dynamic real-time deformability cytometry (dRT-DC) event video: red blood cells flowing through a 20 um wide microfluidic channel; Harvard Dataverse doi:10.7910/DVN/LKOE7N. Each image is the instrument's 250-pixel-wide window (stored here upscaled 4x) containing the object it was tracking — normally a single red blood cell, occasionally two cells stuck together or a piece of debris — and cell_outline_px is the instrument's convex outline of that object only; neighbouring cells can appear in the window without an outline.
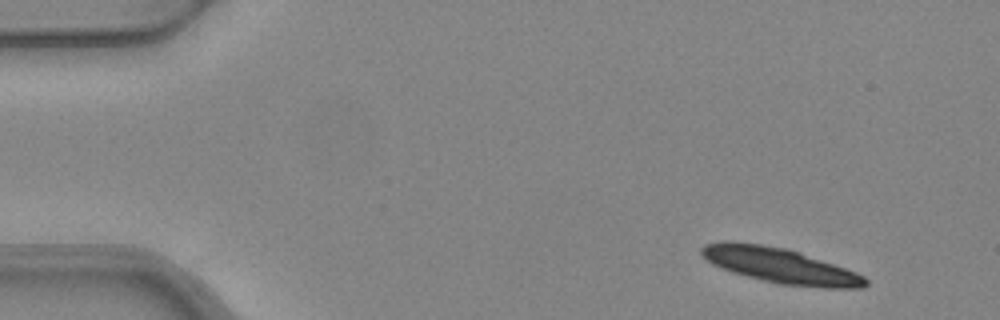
{"species": "common noctule bat (a hibernating species)", "species_latin": "Nyctalus noctula", "temperature_condition": "warm", "stored_images_in_passage": 6, "camera_frame_rate_fps": 3000, "um_per_image_px": 0.085, "animal": {"sex": "female", "body_mass_g": 24.6, "forearm_length_mm": 56.2}, "frame": {"image": 1, "passage_image": 1, "time_ms": 0.0, "image_size_px": [1000, 320], "cell_outline_px": [[868, 284], [864, 288], [824, 288], [776, 284], [732, 272], [720, 268], [712, 264], [700, 252], [700, 248], [704, 244], [720, 240], [728, 240], [760, 244], [784, 248], [800, 252], [856, 272], [864, 276], [868, 280]], "centroid_in_image_um": [66.29, 22.57], "position_along_channel_um": 18.7, "area_um2": 33.87}}